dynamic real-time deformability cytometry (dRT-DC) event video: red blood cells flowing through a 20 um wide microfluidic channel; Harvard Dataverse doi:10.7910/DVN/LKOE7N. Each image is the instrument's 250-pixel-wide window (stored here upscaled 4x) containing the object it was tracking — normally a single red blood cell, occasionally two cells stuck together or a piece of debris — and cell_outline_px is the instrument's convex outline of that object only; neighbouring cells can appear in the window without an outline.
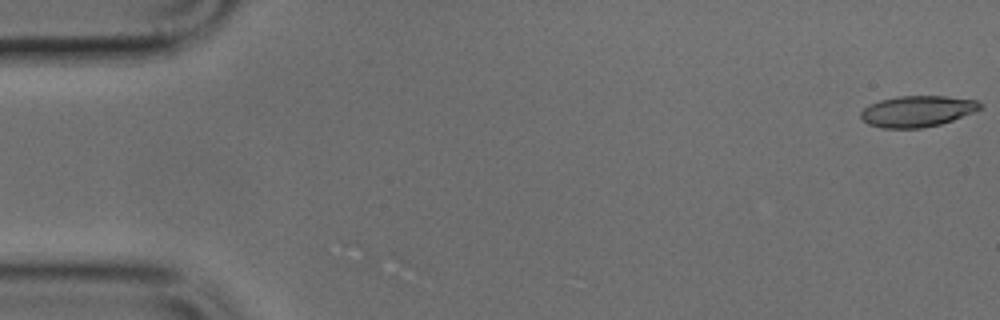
{"species": "common noctule bat (a hibernating species)", "species_latin": "Nyctalus noctula", "temperature_condition": "cold", "stored_images_in_passage": 5, "camera_frame_rate_fps": 3000, "um_per_image_px": 0.085, "animal": {"sex": "male", "body_mass_g": 17.9, "forearm_length_mm": 54.2}, "frame": {"image": 1, "passage_image": 1, "time_ms": 0.0, "image_size_px": [1000, 320], "cell_outline_px": [[984, 108], [976, 112], [940, 124], [920, 128], [880, 128], [868, 124], [860, 116], [860, 112], [868, 104], [880, 100], [896, 96], [944, 96], [976, 100], [984, 104]], "centroid_in_image_um": [77.99, 9.45], "position_along_channel_um": 7.0, "area_um2": 21.85}}